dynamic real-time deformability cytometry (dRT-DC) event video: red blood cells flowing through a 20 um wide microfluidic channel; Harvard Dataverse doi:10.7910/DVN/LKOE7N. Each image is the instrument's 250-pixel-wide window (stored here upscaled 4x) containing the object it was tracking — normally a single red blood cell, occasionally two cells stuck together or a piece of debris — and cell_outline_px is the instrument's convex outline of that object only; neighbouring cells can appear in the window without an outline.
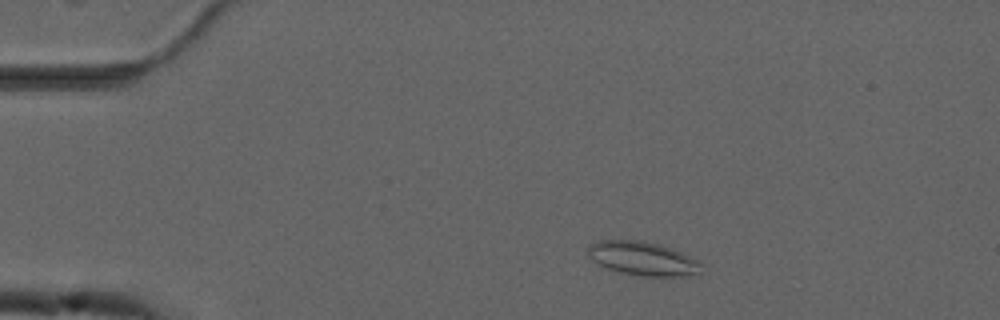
{"species": "common noctule bat (a hibernating species)", "species_latin": "Nyctalus noctula", "temperature_condition": "cold", "stored_images_in_passage": 52, "camera_frame_rate_fps": 3000, "um_per_image_px": 0.085, "animal": {"sex": "male", "forearm_length_mm": 52.5}, "frame": {"image": 1, "passage_image": 7, "time_ms": 2.0, "image_size_px": [1000, 320], "cell_outline_px": [[700, 276], [640, 276], [620, 272], [608, 268], [592, 260], [588, 256], [588, 244], [600, 240], [644, 240], [660, 244], [672, 248], [700, 260]], "centroid_in_image_um": [54.67, 21.97], "position_along_channel_um": 30.3, "area_um2": 22.66}}
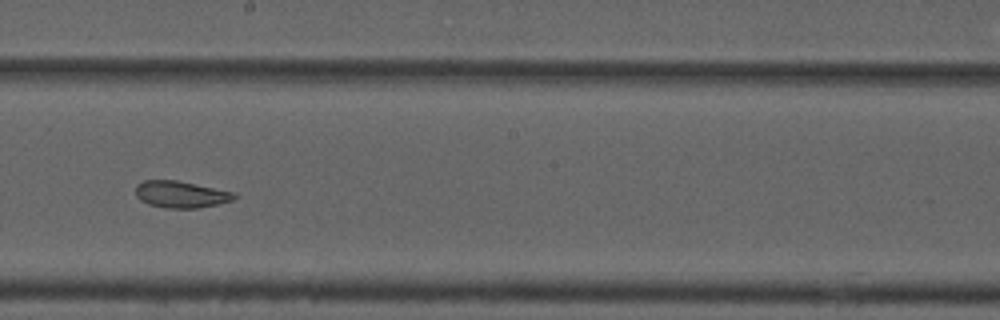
{"frame": {"image": 2, "passage_image": 28, "time_ms": 9.0, "image_size_px": [1000, 320], "cell_outline_px": [[236, 200], [196, 208], [168, 208], [148, 204], [140, 200], [136, 196], [136, 184], [144, 180], [176, 180], [236, 192]], "centroid_in_image_um": [15.38, 16.51], "position_along_channel_um": 232.8, "area_um2": 15.43}}
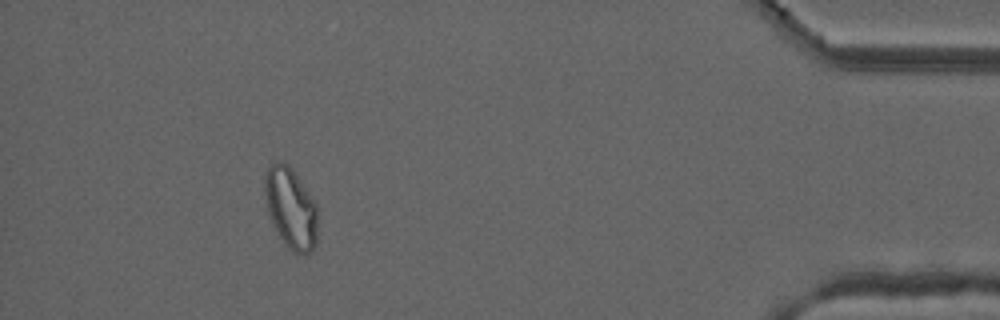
{"frame": {"image": 3, "passage_image": 47, "time_ms": 15.333, "image_size_px": [1000, 320], "cell_outline_px": [[316, 244], [312, 252], [292, 252], [284, 244], [272, 224], [268, 212], [264, 192], [264, 176], [268, 168], [272, 164], [288, 164], [292, 168], [316, 204]], "centroid_in_image_um": [24.7, 17.71], "position_along_channel_um": 410.5, "area_um2": 24.57}, "authors_computed_cell_mechanics": {"area_um2": 19.4497, "velocity_mm_per_s": 3.7023, "shape_relaxation_time_tau1_ms": null, "shape_relaxation_time_tau2_ms": 1.7991, "deformation_change_tau1": null, "deformation_change_tau2": 0.0707}}